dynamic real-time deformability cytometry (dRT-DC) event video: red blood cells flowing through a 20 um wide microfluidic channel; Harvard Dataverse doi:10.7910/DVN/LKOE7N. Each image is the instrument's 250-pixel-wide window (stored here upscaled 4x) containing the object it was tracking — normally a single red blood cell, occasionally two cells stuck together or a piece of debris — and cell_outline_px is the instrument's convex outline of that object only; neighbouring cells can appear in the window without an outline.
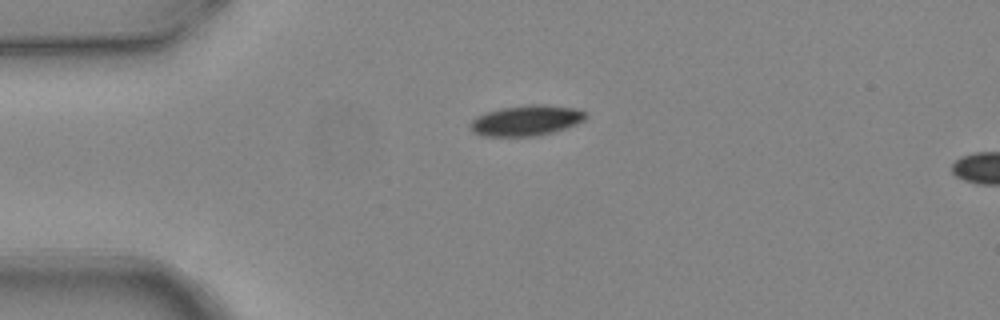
{"species": "common noctule bat (a hibernating species)", "species_latin": "Nyctalus noctula", "temperature_condition": "warm", "stored_images_in_passage": 2, "camera_frame_rate_fps": 3000, "um_per_image_px": 0.085, "animal": {"sex": "female", "body_mass_g": 24.6, "forearm_length_mm": 56.2}, "frame": {"image": 1, "passage_image": 1, "time_ms": 0.0, "image_size_px": [1000, 320], "cell_outline_px": [[588, 116], [584, 120], [576, 124], [552, 132], [532, 136], [484, 136], [476, 132], [468, 124], [476, 116], [488, 112], [504, 108], [532, 104], [540, 104], [572, 108], [584, 112]], "centroid_in_image_um": [44.73, 10.24], "position_along_channel_um": 40.3, "area_um2": 20.0}}